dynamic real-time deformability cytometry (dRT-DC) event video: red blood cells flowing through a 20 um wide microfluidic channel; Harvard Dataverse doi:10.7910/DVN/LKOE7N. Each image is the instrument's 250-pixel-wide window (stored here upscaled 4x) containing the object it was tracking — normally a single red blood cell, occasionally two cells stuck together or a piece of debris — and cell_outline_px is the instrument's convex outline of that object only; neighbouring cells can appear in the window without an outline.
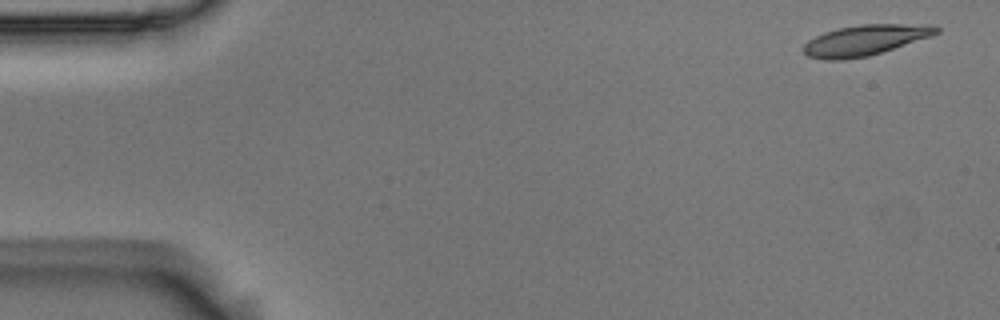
{"species": "Egyptian fruit bat (a non-hibernating species)", "species_latin": "Rousettus aegyptiacus", "temperature_condition": "room temperature", "stored_images_in_passage": 54, "camera_frame_rate_fps": 3000, "um_per_image_px": 0.085, "animal": {"sex": "male"}, "frame": {"image": 1, "passage_image": 2, "time_ms": 0.333, "image_size_px": [1000, 320], "cell_outline_px": [[940, 32], [932, 36], [868, 56], [844, 60], [828, 60], [808, 56], [804, 52], [804, 44], [808, 40], [824, 32], [836, 28], [860, 24], [932, 24], [940, 28]], "centroid_in_image_um": [73.56, 3.4], "position_along_channel_um": 11.4, "area_um2": 23.7}}
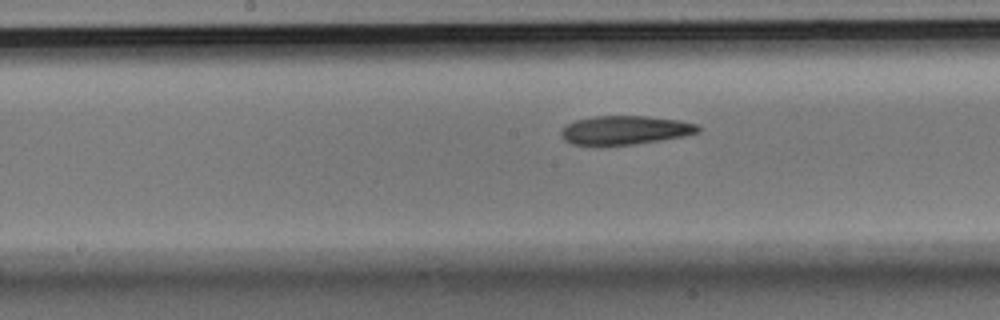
{"frame": {"image": 2, "passage_image": 27, "time_ms": 8.667, "image_size_px": [1000, 320], "cell_outline_px": [[700, 132], [684, 136], [636, 144], [572, 144], [564, 140], [560, 136], [560, 132], [564, 124], [576, 120], [596, 116], [648, 116], [680, 120], [696, 124], [700, 128]], "centroid_in_image_um": [53.12, 11.04], "position_along_channel_um": 195.1, "area_um2": 22.89}}
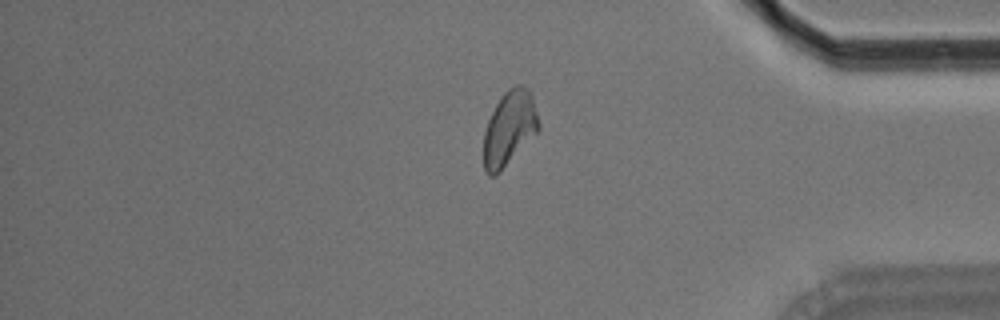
{"frame": {"image": 3, "passage_image": 45, "time_ms": 14.667, "image_size_px": [1000, 320], "cell_outline_px": [[540, 128], [500, 172], [496, 176], [488, 176], [484, 172], [484, 132], [488, 120], [500, 96], [508, 88], [516, 84], [520, 84], [532, 92], [540, 124]], "centroid_in_image_um": [43.29, 10.88], "position_along_channel_um": 391.9, "area_um2": 23.99}, "authors_computed_cell_mechanics": {"area_um2": 23.4957, "velocity_mm_per_s": 3.6753, "shape_relaxation_time_tau1_ms": 7.2601, "shape_relaxation_time_tau2_ms": 4.135, "deformation_change_tau1": 0.2049, "deformation_change_tau2": 0.1181}}